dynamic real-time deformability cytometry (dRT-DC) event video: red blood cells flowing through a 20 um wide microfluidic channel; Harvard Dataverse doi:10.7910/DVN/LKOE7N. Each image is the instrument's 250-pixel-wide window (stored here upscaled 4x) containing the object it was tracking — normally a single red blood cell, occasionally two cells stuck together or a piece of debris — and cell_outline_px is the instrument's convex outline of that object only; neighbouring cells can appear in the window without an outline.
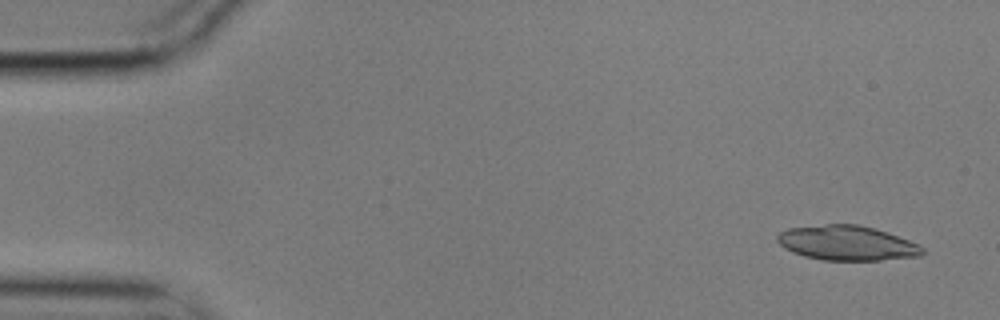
{"species": "common noctule bat (a hibernating species)", "species_latin": "Nyctalus noctula", "temperature_condition": "cold", "stored_images_in_passage": 56, "camera_frame_rate_fps": 3000, "um_per_image_px": 0.085, "animal": {"sex": "male", "body_mass_g": 17.9}, "frame": {"image": 1, "passage_image": 3, "time_ms": 0.667, "image_size_px": [1000, 320], "cell_outline_px": [[924, 252], [920, 256], [880, 260], [824, 260], [804, 256], [792, 252], [784, 248], [776, 240], [776, 236], [780, 232], [788, 228], [824, 224], [856, 224], [876, 228], [888, 232], [920, 244], [924, 248]], "centroid_in_image_um": [72.0, 20.65], "position_along_channel_um": 13.0, "area_um2": 29.59}}